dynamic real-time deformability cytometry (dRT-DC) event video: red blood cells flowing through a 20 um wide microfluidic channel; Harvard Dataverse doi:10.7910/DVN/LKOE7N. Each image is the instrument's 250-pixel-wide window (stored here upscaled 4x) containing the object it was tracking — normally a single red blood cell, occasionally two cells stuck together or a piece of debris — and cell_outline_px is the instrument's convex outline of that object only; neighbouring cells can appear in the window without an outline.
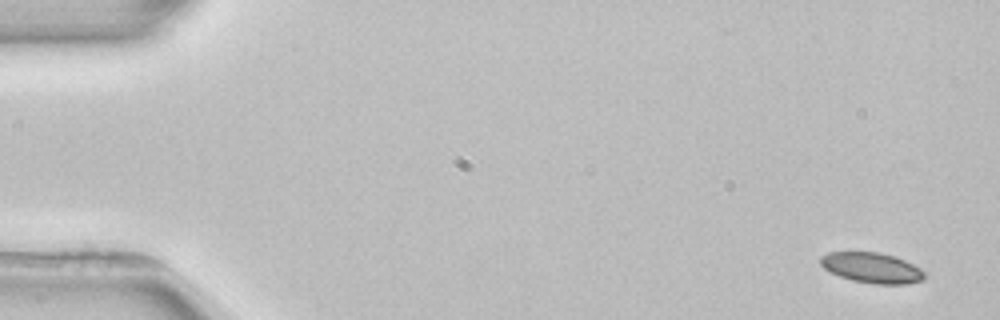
{"species": "common noctule bat (a hibernating species)", "species_latin": "Nyctalus noctula", "temperature_condition": "room temperature", "stored_images_in_passage": 4, "camera_frame_rate_fps": 3000, "um_per_image_px": 0.085, "animal": {"sex": "female", "body_mass_g": 22.7, "forearm_length_mm": 54.2}, "frame": {"image": 1, "passage_image": 1, "time_ms": 0.0, "image_size_px": [1000, 320], "cell_outline_px": [[924, 280], [908, 284], [876, 284], [852, 280], [840, 276], [824, 268], [820, 264], [820, 256], [828, 252], [880, 252], [896, 256], [920, 268], [924, 272]], "centroid_in_image_um": [74.11, 22.75], "position_along_channel_um": 10.9, "area_um2": 18.44}}
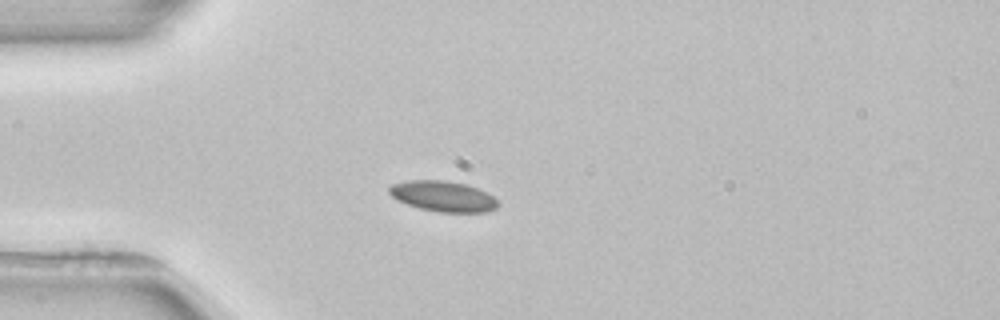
{"frame": {"image": 2, "passage_image": 4, "time_ms": 4.0, "image_size_px": [1000, 320], "cell_outline_px": [[500, 204], [496, 208], [484, 212], [440, 212], [420, 208], [396, 200], [388, 192], [388, 184], [404, 180], [444, 180], [464, 184], [476, 188], [492, 196]], "centroid_in_image_um": [37.59, 16.67], "position_along_channel_um": 47.4, "area_um2": 19.36}}